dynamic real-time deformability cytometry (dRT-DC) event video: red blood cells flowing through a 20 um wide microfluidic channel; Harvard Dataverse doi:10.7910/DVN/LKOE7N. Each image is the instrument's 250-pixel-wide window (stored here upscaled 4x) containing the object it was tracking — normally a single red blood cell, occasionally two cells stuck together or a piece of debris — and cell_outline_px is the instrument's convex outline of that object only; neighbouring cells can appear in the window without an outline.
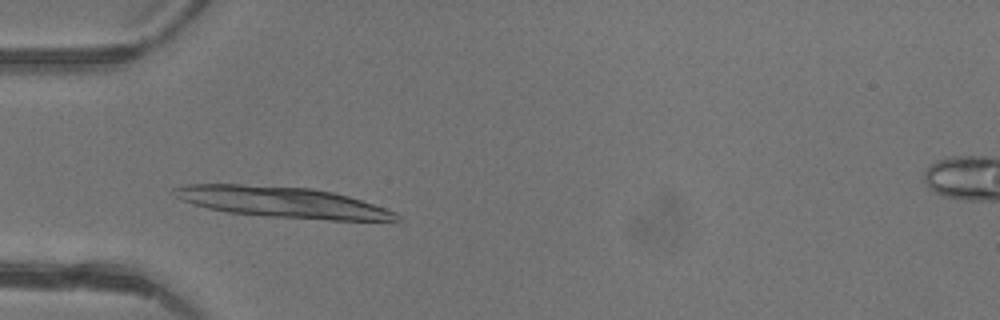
{"species": "common noctule bat (a hibernating species)", "species_latin": "Nyctalus noctula", "temperature_condition": "warm", "stored_images_in_passage": 7, "camera_frame_rate_fps": 3000, "um_per_image_px": 0.085, "animal": {"sex": "female"}, "frame": {"image": 1, "passage_image": 4, "time_ms": 1.0, "image_size_px": [1000, 320], "cell_outline_px": [[404, 220], [328, 220], [264, 216], [228, 212], [208, 208], [192, 204], [176, 196], [172, 188], [188, 184], [240, 184], [312, 188], [332, 192], [348, 196], [396, 212]], "centroid_in_image_um": [23.99, 17.19], "position_along_channel_um": 61.0, "area_um2": 39.59}}
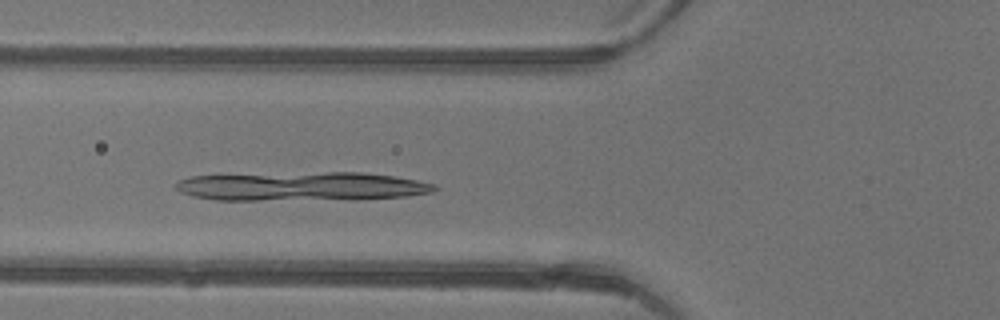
{"frame": {"image": 2, "passage_image": 7, "time_ms": 2.0, "image_size_px": [1000, 320], "cell_outline_px": [[440, 188], [432, 192], [408, 196], [260, 200], [216, 200], [192, 196], [180, 192], [172, 184], [180, 180], [192, 176], [328, 172], [364, 172], [392, 176], [416, 180], [436, 184]], "centroid_in_image_um": [25.6, 15.83], "position_along_channel_um": 100.2, "area_um2": 42.54}}